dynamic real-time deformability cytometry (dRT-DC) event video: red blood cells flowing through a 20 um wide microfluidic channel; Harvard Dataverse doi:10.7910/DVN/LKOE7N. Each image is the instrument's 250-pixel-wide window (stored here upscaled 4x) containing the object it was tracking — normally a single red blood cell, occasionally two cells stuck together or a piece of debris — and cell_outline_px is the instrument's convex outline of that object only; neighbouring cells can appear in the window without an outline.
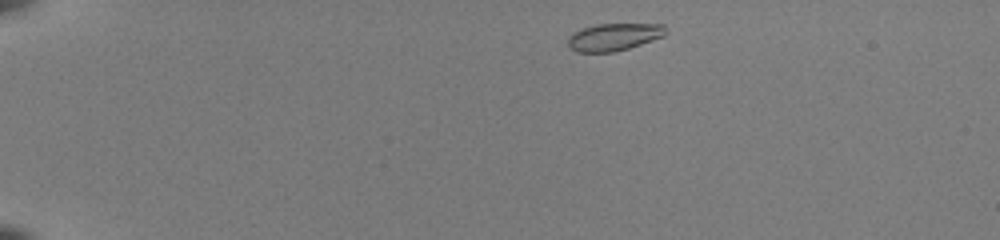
{"species": "common noctule bat (a hibernating species)", "species_latin": "Nyctalus noctula", "temperature_condition": "room temperature", "stored_images_in_passage": 43, "camera_frame_rate_fps": 3000, "um_per_image_px": 0.085, "animal": {"sex": "female", "body_mass_g": 22.0, "forearm_length_mm": 56.7}, "frame": {"image": 1, "passage_image": 1, "time_ms": 0.0, "image_size_px": [1000, 240], "cell_outline_px": [[668, 32], [664, 36], [628, 48], [612, 52], [576, 52], [568, 48], [568, 36], [572, 32], [596, 24], [664, 24], [668, 28]], "centroid_in_image_um": [52.18, 3.13], "position_along_channel_um": 32.8, "area_um2": 15.72}}
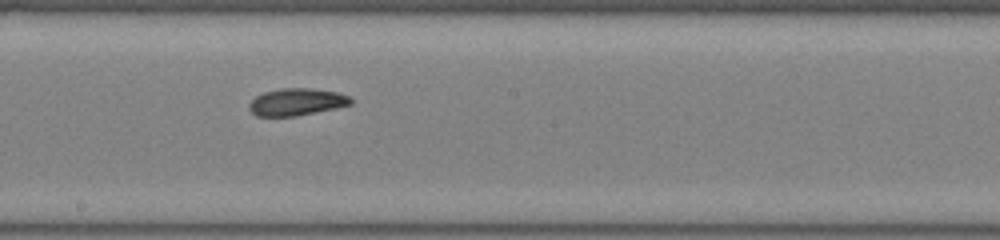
{"frame": {"image": 2, "passage_image": 22, "time_ms": 7.0, "image_size_px": [1000, 240], "cell_outline_px": [[352, 104], [336, 108], [296, 116], [256, 116], [248, 108], [248, 104], [256, 96], [264, 92], [280, 88], [308, 88], [336, 92], [348, 96], [352, 100]], "centroid_in_image_um": [25.19, 8.67], "position_along_channel_um": 223.0, "area_um2": 16.01}}
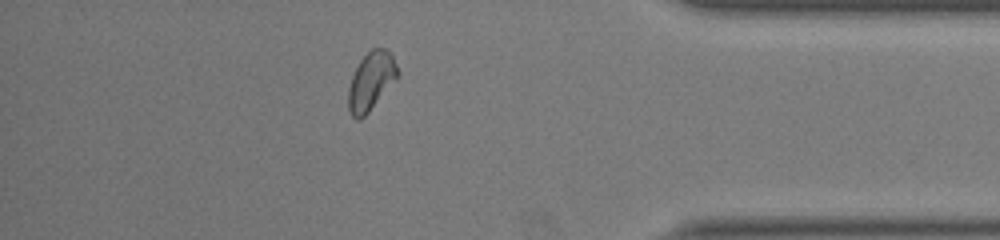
{"frame": {"image": 3, "passage_image": 37, "time_ms": 12.0, "image_size_px": [1000, 240], "cell_outline_px": [[400, 76], [368, 112], [360, 120], [356, 120], [352, 116], [348, 108], [348, 88], [352, 76], [360, 60], [372, 48], [388, 48], [392, 52], [400, 72]], "centroid_in_image_um": [31.58, 6.87], "position_along_channel_um": 403.6, "area_um2": 16.99}, "authors_computed_cell_mechanics": {"area_um2": 16.2418, "velocity_mm_per_s": 4.0128, "shape_relaxation_time_tau1_ms": 8.7575, "shape_relaxation_time_tau2_ms": 2.6046, "deformation_change_tau1": 0.1894, "deformation_change_tau2": 0.0518}}